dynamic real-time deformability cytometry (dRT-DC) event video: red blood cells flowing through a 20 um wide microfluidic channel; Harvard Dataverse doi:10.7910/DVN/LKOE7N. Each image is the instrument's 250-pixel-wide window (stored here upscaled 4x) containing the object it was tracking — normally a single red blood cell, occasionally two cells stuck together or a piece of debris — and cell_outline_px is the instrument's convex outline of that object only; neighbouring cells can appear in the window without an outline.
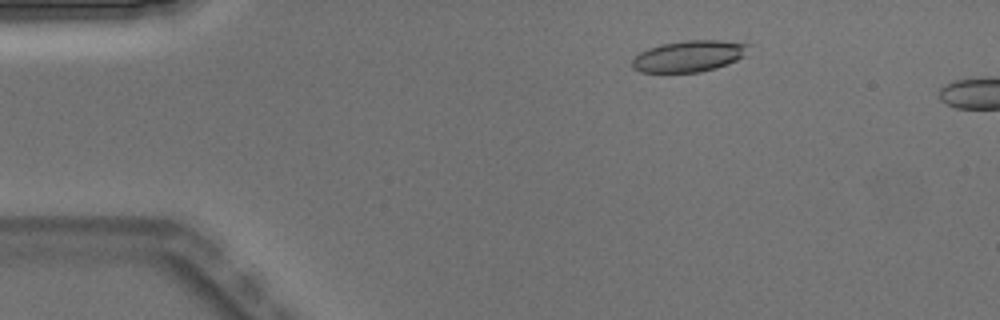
{"species": "Egyptian fruit bat (a non-hibernating species)", "species_latin": "Rousettus aegyptiacus", "temperature_condition": "warm", "stored_images_in_passage": 2, "camera_frame_rate_fps": 3000, "um_per_image_px": 0.085, "animal": {"sex": "male"}, "frame": {"image": 1, "passage_image": 1, "time_ms": 0.0, "image_size_px": [1000, 320], "cell_outline_px": [[752, 44], [744, 56], [728, 64], [716, 68], [700, 72], [640, 72], [632, 68], [632, 60], [640, 52], [648, 48], [660, 44], [688, 40], [720, 40]], "centroid_in_image_um": [58.58, 4.77], "position_along_channel_um": 26.4, "area_um2": 21.33}}